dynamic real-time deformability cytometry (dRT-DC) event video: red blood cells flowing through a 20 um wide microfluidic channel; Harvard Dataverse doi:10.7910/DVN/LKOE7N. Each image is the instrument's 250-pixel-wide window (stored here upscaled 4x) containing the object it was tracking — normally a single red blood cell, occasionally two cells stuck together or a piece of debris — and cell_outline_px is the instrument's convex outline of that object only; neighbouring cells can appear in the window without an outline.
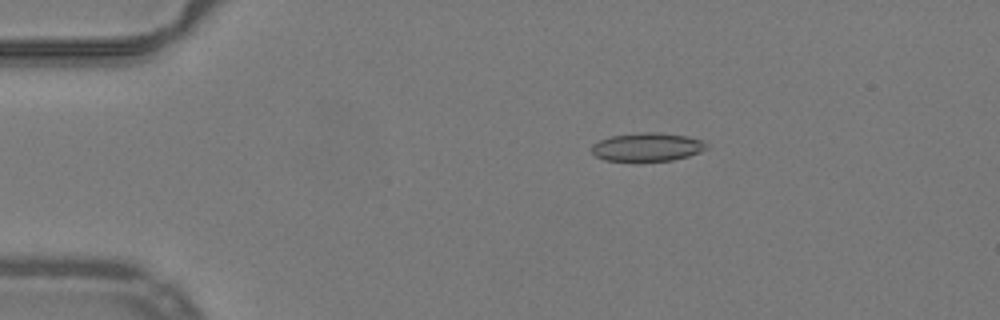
{"species": "common noctule bat (a hibernating species)", "species_latin": "Nyctalus noctula", "temperature_condition": "warm", "stored_images_in_passage": 17, "camera_frame_rate_fps": 3000, "um_per_image_px": 0.085, "animal": {"sex": "male", "body_mass_g": 19.2, "forearm_length_mm": 51.8}, "frame": {"image": 1, "passage_image": 10, "time_ms": 3.0, "image_size_px": [1000, 320], "cell_outline_px": [[708, 148], [700, 152], [688, 156], [672, 160], [640, 164], [632, 164], [604, 160], [596, 156], [592, 152], [592, 144], [600, 140], [612, 136], [640, 132], [656, 132], [688, 136], [704, 140], [708, 144]], "centroid_in_image_um": [55.01, 12.55], "position_along_channel_um": 30.0, "area_um2": 20.0}}